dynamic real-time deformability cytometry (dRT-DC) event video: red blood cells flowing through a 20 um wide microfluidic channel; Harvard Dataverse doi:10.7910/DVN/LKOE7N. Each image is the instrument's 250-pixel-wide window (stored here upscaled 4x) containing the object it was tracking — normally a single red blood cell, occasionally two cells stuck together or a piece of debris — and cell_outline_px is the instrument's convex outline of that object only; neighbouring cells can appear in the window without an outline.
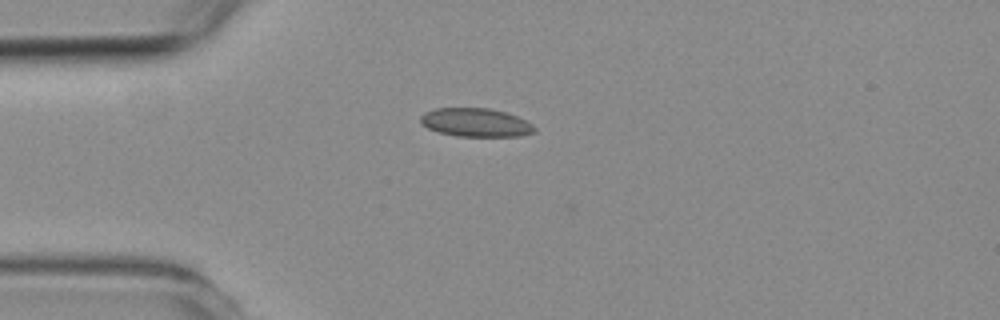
{"species": "common noctule bat (a hibernating species)", "species_latin": "Nyctalus noctula", "temperature_condition": "room temperature", "stored_images_in_passage": 2, "camera_frame_rate_fps": 3000, "um_per_image_px": 0.085, "animal": {"sex": "female", "body_mass_g": 19.3, "forearm_length_mm": 54.1}, "frame": {"image": 1, "passage_image": 1, "time_ms": 0.0, "image_size_px": [1000, 320], "cell_outline_px": [[536, 132], [520, 136], [456, 136], [436, 132], [420, 124], [420, 116], [424, 112], [436, 108], [488, 108], [504, 112], [516, 116], [532, 124], [536, 128]], "centroid_in_image_um": [40.4, 10.42], "position_along_channel_um": 44.6, "area_um2": 19.02}}